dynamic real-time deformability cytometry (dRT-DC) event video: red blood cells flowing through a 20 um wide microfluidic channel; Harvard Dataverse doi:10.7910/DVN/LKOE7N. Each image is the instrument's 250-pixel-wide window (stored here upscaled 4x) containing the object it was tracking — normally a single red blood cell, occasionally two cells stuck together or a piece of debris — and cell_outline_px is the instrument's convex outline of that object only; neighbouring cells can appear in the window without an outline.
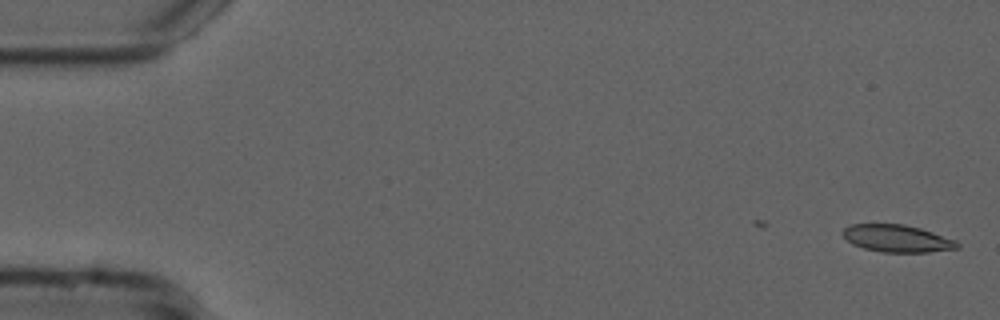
{"species": "common noctule bat (a hibernating species)", "species_latin": "Nyctalus noctula", "temperature_condition": "cold", "stored_images_in_passage": 41, "camera_frame_rate_fps": 3000, "um_per_image_px": 0.085, "animal": {"sex": "male", "forearm_length_mm": 52.5}, "frame": {"image": 1, "passage_image": 1, "time_ms": 0.0, "image_size_px": [1000, 320], "cell_outline_px": [[960, 248], [928, 252], [884, 252], [864, 248], [852, 244], [840, 232], [848, 224], [904, 224], [920, 228], [956, 240], [960, 244]], "centroid_in_image_um": [76.25, 20.26], "position_along_channel_um": 8.8, "area_um2": 18.21}}
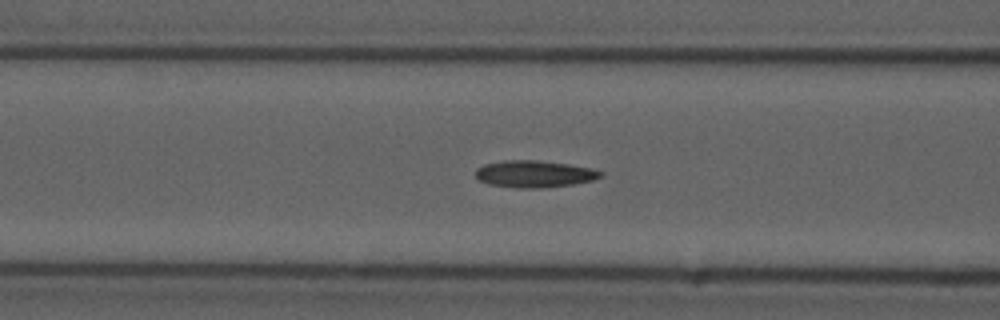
{"frame": {"image": 2, "passage_image": 21, "time_ms": 6.667, "image_size_px": [1000, 320], "cell_outline_px": [[604, 176], [592, 180], [572, 184], [540, 188], [516, 188], [488, 184], [480, 180], [476, 176], [476, 168], [484, 164], [504, 160], [536, 160], [568, 164], [592, 168], [604, 172]], "centroid_in_image_um": [45.43, 14.78], "position_along_channel_um": 121.2, "area_um2": 19.65}}
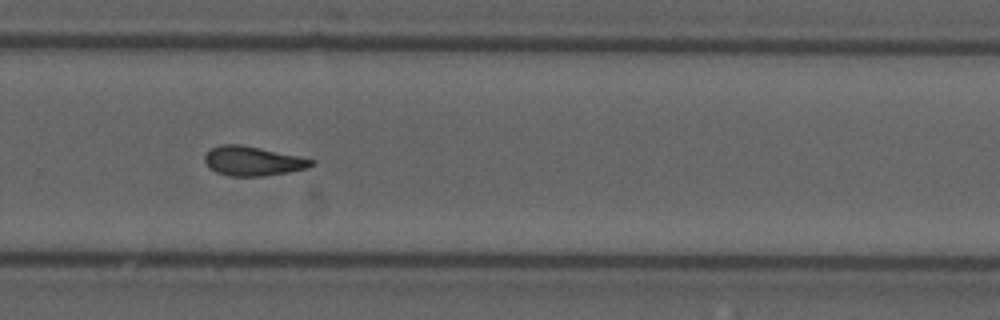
{"frame": {"image": 3, "passage_image": 36, "time_ms": 11.667, "image_size_px": [1000, 320], "cell_outline_px": [[316, 164], [308, 168], [288, 172], [264, 176], [228, 176], [216, 172], [208, 168], [204, 160], [204, 156], [212, 148], [220, 144], [240, 144], [300, 156], [316, 160]], "centroid_in_image_um": [21.5, 13.69], "position_along_channel_um": 308.3, "area_um2": 18.44}, "authors_computed_cell_mechanics": {"area_um2": 18.6694, "velocity_mm_per_s": 3.7488, "shape_relaxation_time_tau1_ms": null, "shape_relaxation_time_tau2_ms": 3.9256, "deformation_change_tau1": null, "deformation_change_tau2": 0.1091}}